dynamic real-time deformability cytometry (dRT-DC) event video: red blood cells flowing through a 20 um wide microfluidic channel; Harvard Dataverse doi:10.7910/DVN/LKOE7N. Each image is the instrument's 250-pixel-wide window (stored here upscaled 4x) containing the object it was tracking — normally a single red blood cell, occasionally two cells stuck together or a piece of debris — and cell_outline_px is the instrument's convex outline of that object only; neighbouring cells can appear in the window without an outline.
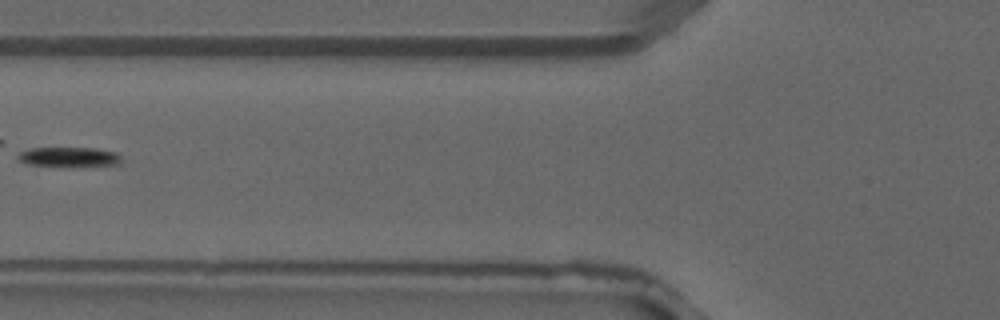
{"species": "common noctule bat (a hibernating species)", "species_latin": "Nyctalus noctula", "temperature_condition": "warm", "stored_images_in_passage": 3, "camera_frame_rate_fps": 3000, "um_per_image_px": 0.085, "animal": {"sex": "male", "forearm_length_mm": 52.5}, "frame": {"image": 1, "passage_image": 3, "time_ms": 0.667, "image_size_px": [1000, 320], "cell_outline_px": [[120, 160], [116, 164], [68, 168], [28, 164], [16, 160], [16, 156], [20, 152], [32, 148], [96, 148], [116, 152], [120, 156]], "centroid_in_image_um": [5.81, 13.36], "position_along_channel_um": 120.0, "area_um2": 12.25}}